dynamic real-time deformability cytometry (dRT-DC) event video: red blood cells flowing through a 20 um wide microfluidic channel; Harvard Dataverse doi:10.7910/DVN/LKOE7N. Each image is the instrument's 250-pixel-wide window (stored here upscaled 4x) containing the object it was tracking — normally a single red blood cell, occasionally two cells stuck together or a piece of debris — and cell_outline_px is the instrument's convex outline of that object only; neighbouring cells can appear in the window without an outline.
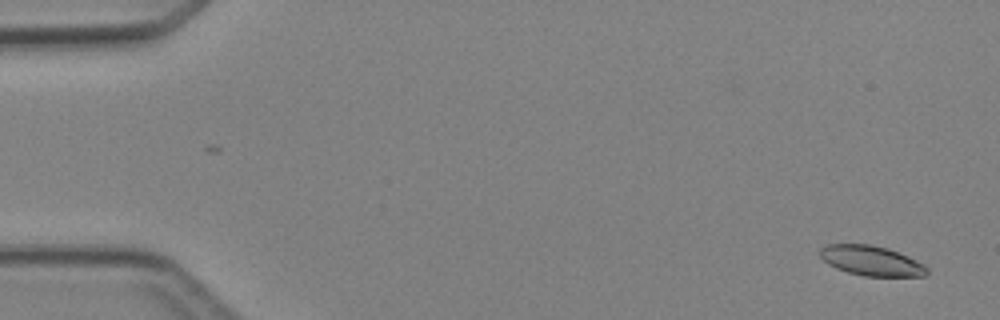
{"species": "Egyptian fruit bat (a non-hibernating species)", "species_latin": "Rousettus aegyptiacus", "temperature_condition": "cold", "stored_images_in_passage": 7, "camera_frame_rate_fps": 3000, "um_per_image_px": 0.085, "animal": {"sex": "female"}, "frame": {"image": 1, "passage_image": 1, "time_ms": 0.0, "image_size_px": [1000, 320], "cell_outline_px": [[928, 272], [924, 276], [864, 276], [848, 272], [836, 268], [828, 264], [820, 256], [820, 248], [824, 244], [872, 244], [888, 248], [916, 260], [924, 264], [928, 268]], "centroid_in_image_um": [74.05, 22.15], "position_along_channel_um": 10.9, "area_um2": 18.67}}
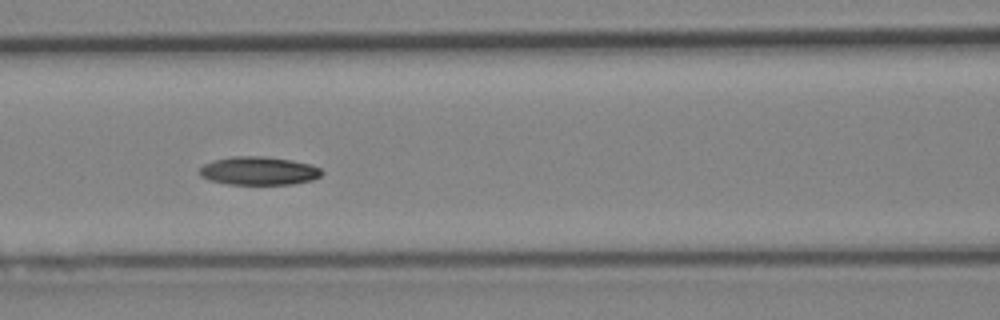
{"frame": {"image": 2, "passage_image": 6, "time_ms": 6.333, "image_size_px": [1000, 320], "cell_outline_px": [[324, 172], [320, 176], [312, 180], [292, 184], [228, 184], [208, 180], [200, 176], [200, 168], [204, 164], [212, 160], [232, 156], [264, 156], [292, 160], [312, 164], [320, 168]], "centroid_in_image_um": [22.0, 14.51], "position_along_channel_um": 144.6, "area_um2": 20.35}}
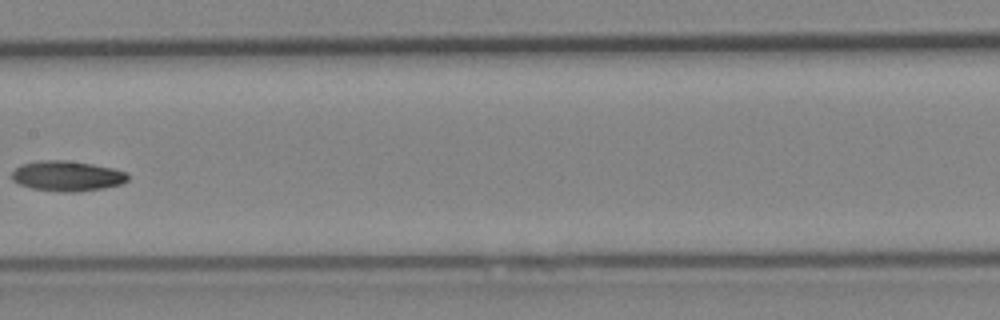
{"frame": {"image": 3, "passage_image": 7, "time_ms": 7.667, "image_size_px": [1000, 320], "cell_outline_px": [[128, 180], [120, 184], [104, 188], [76, 192], [64, 192], [32, 188], [20, 184], [12, 180], [12, 172], [20, 164], [40, 160], [68, 160], [92, 164], [112, 168], [124, 172], [128, 176]], "centroid_in_image_um": [5.68, 14.95], "position_along_channel_um": 201.7, "area_um2": 20.35}}